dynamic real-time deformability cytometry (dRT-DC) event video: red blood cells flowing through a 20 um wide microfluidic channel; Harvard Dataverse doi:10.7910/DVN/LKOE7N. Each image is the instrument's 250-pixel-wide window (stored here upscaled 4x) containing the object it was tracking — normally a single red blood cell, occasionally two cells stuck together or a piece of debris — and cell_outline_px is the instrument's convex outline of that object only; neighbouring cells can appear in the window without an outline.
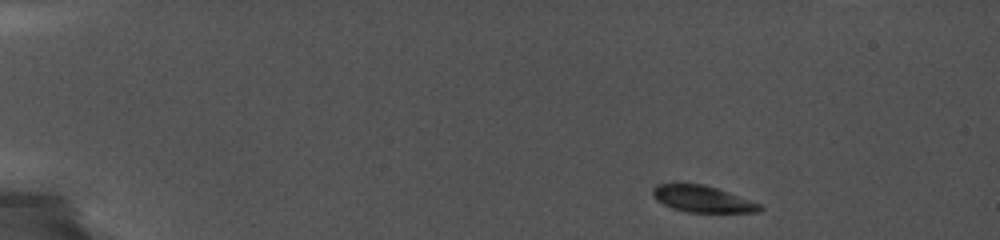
{"species": "common noctule bat (a hibernating species)", "species_latin": "Nyctalus noctula", "temperature_condition": "cold", "stored_images_in_passage": 31, "camera_frame_rate_fps": 5000, "um_per_image_px": 0.085, "animal": {"sex": "female", "body_mass_g": 19.0, "forearm_length_mm": 56.7}, "frame": {"image": 1, "passage_image": 1, "time_ms": 0.0, "image_size_px": [1000, 240], "cell_outline_px": [[764, 208], [760, 212], [688, 212], [672, 208], [656, 200], [652, 196], [652, 188], [656, 184], [676, 180], [704, 184], [728, 192], [760, 204]], "centroid_in_image_um": [59.6, 16.86], "position_along_channel_um": 25.4, "area_um2": 17.11}}
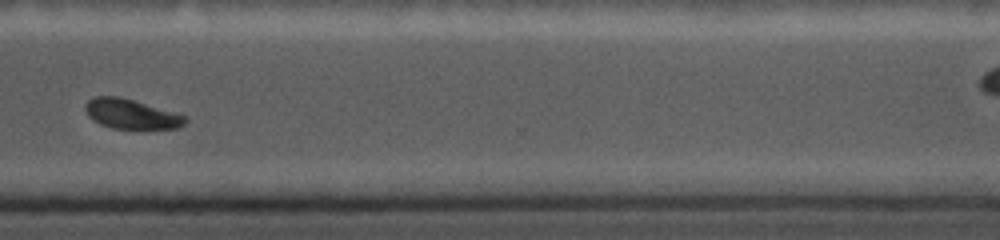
{"frame": {"image": 2, "passage_image": 25, "time_ms": 12.0, "image_size_px": [1000, 240], "cell_outline_px": [[188, 120], [180, 128], [112, 128], [100, 124], [92, 120], [88, 116], [84, 108], [84, 104], [88, 100], [96, 96], [120, 96], [188, 116]], "centroid_in_image_um": [11.14, 9.68], "position_along_channel_um": 359.5, "area_um2": 17.34}}
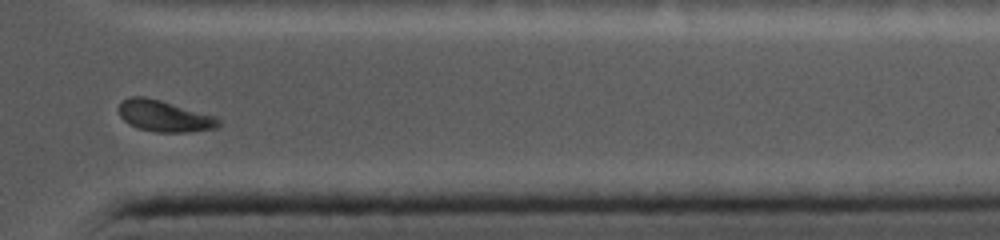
{"frame": {"image": 3, "passage_image": 27, "time_ms": 13.0, "image_size_px": [1000, 240], "cell_outline_px": [[220, 124], [216, 128], [188, 132], [156, 132], [140, 128], [128, 124], [120, 116], [120, 100], [128, 96], [144, 96], [160, 100], [216, 116], [220, 120]], "centroid_in_image_um": [13.96, 9.85], "position_along_channel_um": 397.4, "area_um2": 18.15}}